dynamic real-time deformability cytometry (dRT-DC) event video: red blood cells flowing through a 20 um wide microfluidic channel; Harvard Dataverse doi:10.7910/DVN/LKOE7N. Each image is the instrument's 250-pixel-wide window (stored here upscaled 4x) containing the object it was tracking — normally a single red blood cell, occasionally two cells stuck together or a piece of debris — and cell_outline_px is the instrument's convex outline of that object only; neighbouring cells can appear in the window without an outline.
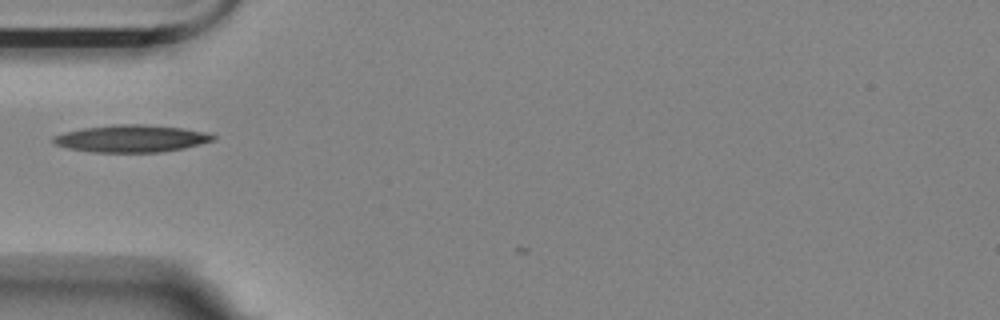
{"species": "Egyptian fruit bat (a non-hibernating species)", "species_latin": "Rousettus aegyptiacus", "temperature_condition": "room temperature", "stored_images_in_passage": 4, "camera_frame_rate_fps": 3000, "um_per_image_px": 0.085, "animal": {"sex": "female"}, "frame": {"image": 1, "passage_image": 1, "time_ms": 0.0, "image_size_px": [1000, 320], "cell_outline_px": [[216, 140], [184, 148], [160, 152], [92, 152], [68, 148], [52, 144], [52, 136], [64, 132], [84, 128], [112, 124], [144, 124], [180, 128], [204, 132], [216, 136]], "centroid_in_image_um": [11.12, 11.78], "position_along_channel_um": 73.9, "area_um2": 25.37}}